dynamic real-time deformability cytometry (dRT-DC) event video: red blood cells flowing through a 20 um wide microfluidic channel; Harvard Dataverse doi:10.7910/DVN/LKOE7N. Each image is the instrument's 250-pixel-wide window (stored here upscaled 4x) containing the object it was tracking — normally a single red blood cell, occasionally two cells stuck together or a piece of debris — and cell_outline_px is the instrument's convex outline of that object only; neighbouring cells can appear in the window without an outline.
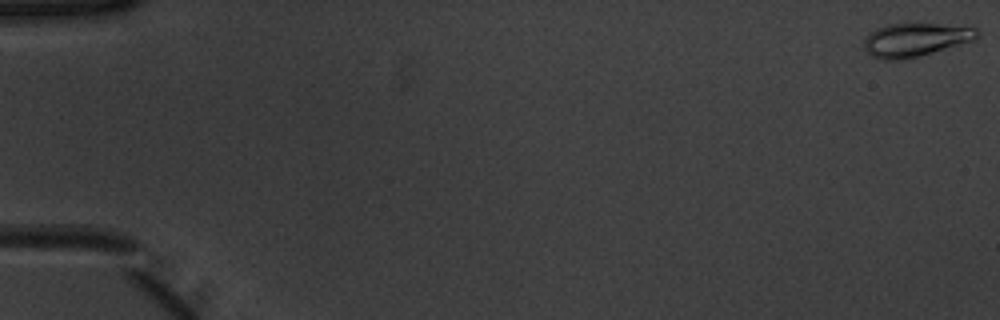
{"species": "common noctule bat (a hibernating species)", "species_latin": "Nyctalus noctula", "temperature_condition": "warm", "stored_images_in_passage": 53, "camera_frame_rate_fps": 3000, "um_per_image_px": 0.085, "animal": {"sex": "male", "body_mass_g": 20.1, "forearm_length_mm": 53.5}, "frame": {"image": 1, "passage_image": 1, "time_ms": 0.0, "image_size_px": [1000, 320], "cell_outline_px": [[980, 32], [972, 40], [904, 60], [880, 60], [872, 56], [864, 48], [864, 40], [876, 28], [888, 24], [972, 24]], "centroid_in_image_um": [77.84, 3.36], "position_along_channel_um": 7.2, "area_um2": 22.02}}
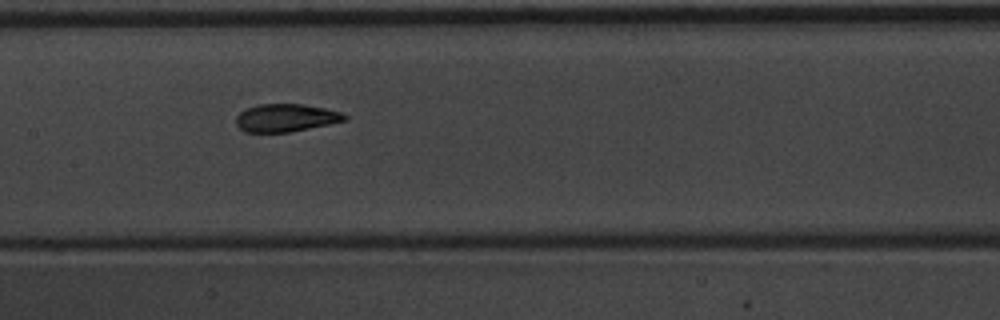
{"frame": {"image": 2, "passage_image": 27, "time_ms": 8.667, "image_size_px": [1000, 320], "cell_outline_px": [[348, 120], [288, 132], [244, 132], [236, 124], [236, 116], [244, 108], [256, 104], [300, 104], [324, 108], [340, 112], [348, 116]], "centroid_in_image_um": [24.26, 10.01], "position_along_channel_um": 183.1, "area_um2": 17.57}}
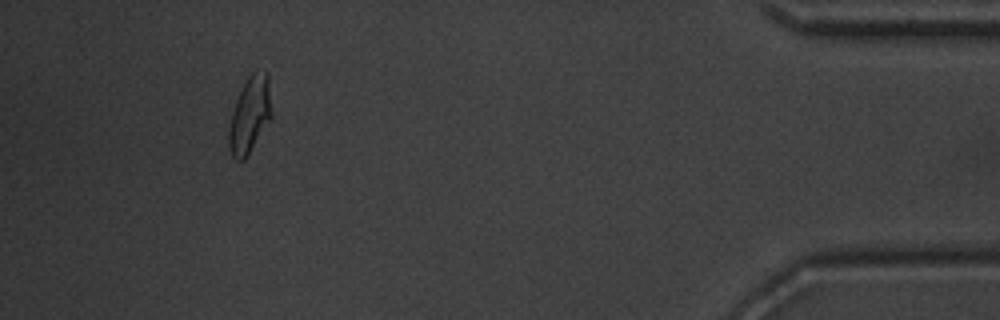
{"frame": {"image": 3, "passage_image": 49, "time_ms": 16.0, "image_size_px": [1000, 320], "cell_outline_px": [[272, 116], [248, 156], [244, 160], [236, 160], [232, 156], [228, 144], [228, 132], [232, 112], [236, 100], [248, 76], [252, 72], [268, 72], [272, 112]], "centroid_in_image_um": [21.24, 9.79], "position_along_channel_um": 414.0, "area_um2": 18.96}, "authors_computed_cell_mechanics": {"area_um2": 18.5538, "velocity_mm_per_s": 3.9379, "shape_relaxation_time_tau1_ms": 4.2673, "shape_relaxation_time_tau2_ms": 1.1658, "deformation_change_tau1": 0.1826, "deformation_change_tau2": 0.0562}}